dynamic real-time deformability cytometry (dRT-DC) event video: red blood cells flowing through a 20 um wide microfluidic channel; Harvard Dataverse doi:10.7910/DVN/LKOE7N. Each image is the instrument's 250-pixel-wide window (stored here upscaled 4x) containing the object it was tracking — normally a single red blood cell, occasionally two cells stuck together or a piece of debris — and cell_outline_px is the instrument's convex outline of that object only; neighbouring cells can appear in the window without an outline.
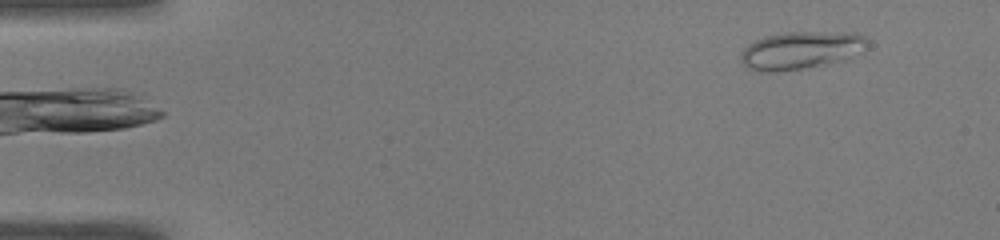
{"species": "common noctule bat (a hibernating species)", "species_latin": "Nyctalus noctula", "temperature_condition": "warm", "stored_images_in_passage": 46, "camera_frame_rate_fps": 3000, "um_per_image_px": 0.085, "animal": {"sex": "male", "body_mass_g": 19.0, "forearm_length_mm": 50.8}, "frame": {"image": 1, "passage_image": 1, "time_ms": 0.0, "image_size_px": [1000, 240], "cell_outline_px": [[868, 44], [864, 48], [832, 60], [800, 68], [776, 72], [760, 72], [748, 68], [740, 60], [740, 52], [748, 44], [764, 36], [788, 32], [856, 32], [864, 36], [868, 40]], "centroid_in_image_um": [67.93, 4.23], "position_along_channel_um": 17.1, "area_um2": 26.76}}
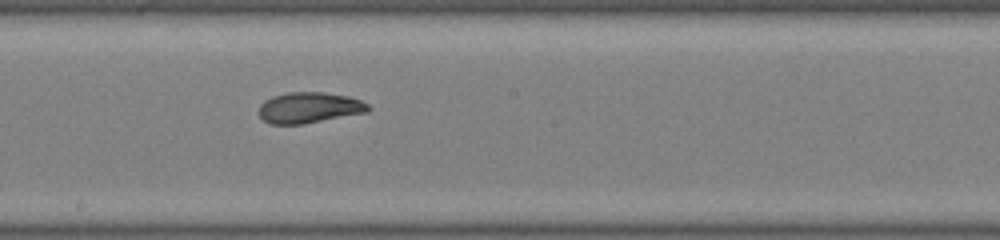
{"frame": {"image": 2, "passage_image": 24, "time_ms": 7.667, "image_size_px": [1000, 240], "cell_outline_px": [[372, 108], [368, 112], [304, 124], [272, 124], [264, 120], [260, 116], [260, 104], [264, 100], [272, 96], [288, 92], [324, 92], [348, 96], [360, 100], [368, 104]], "centroid_in_image_um": [26.3, 9.15], "position_along_channel_um": 221.9, "area_um2": 19.71}}
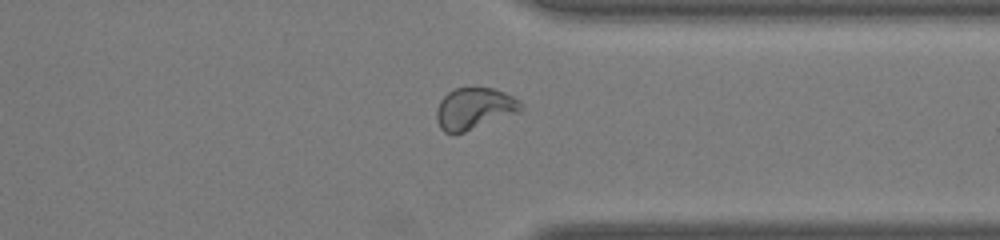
{"frame": {"image": 3, "passage_image": 35, "time_ms": 11.333, "image_size_px": [1000, 240], "cell_outline_px": [[524, 108], [520, 112], [464, 132], [452, 136], [444, 132], [440, 128], [436, 120], [436, 108], [440, 100], [452, 88], [492, 88], [504, 92], [520, 100], [524, 104]], "centroid_in_image_um": [40.3, 9.24], "position_along_channel_um": 371.1, "area_um2": 20.81}, "authors_computed_cell_mechanics": {"area_um2": 20.9814, "velocity_mm_per_s": 4.0815, "shape_relaxation_time_tau1_ms": null, "shape_relaxation_time_tau2_ms": 1.4011, "deformation_change_tau1": null, "deformation_change_tau2": 0.0554}}